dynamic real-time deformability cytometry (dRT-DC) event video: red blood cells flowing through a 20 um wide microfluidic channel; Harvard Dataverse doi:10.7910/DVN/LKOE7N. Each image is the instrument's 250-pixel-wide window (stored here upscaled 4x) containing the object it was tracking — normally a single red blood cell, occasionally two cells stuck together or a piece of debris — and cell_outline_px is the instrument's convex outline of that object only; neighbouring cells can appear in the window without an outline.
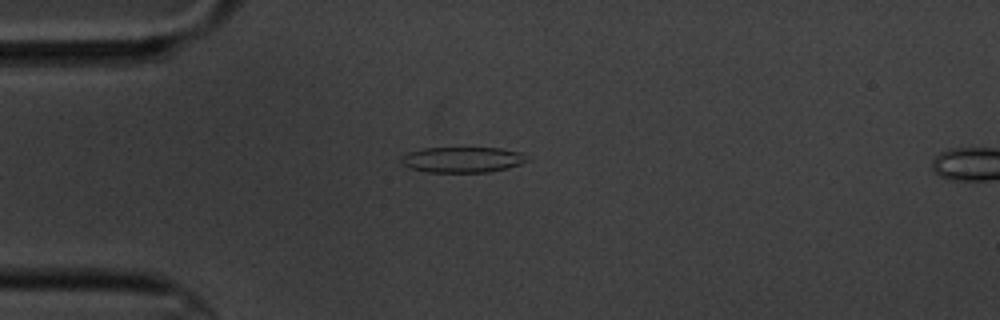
{"species": "common noctule bat (a hibernating species)", "species_latin": "Nyctalus noctula", "temperature_condition": "cold", "stored_images_in_passage": 5, "camera_frame_rate_fps": 3000, "um_per_image_px": 0.085, "animal": {"sex": "male", "body_mass_g": 20.1, "forearm_length_mm": 53.5}, "frame": {"image": 1, "passage_image": 5, "time_ms": 5.333, "image_size_px": [1000, 320], "cell_outline_px": [[532, 160], [508, 168], [488, 172], [428, 172], [412, 168], [404, 164], [400, 160], [408, 152], [424, 148], [500, 148], [520, 152]], "centroid_in_image_um": [39.37, 13.57], "position_along_channel_um": 45.6, "area_um2": 18.67}}